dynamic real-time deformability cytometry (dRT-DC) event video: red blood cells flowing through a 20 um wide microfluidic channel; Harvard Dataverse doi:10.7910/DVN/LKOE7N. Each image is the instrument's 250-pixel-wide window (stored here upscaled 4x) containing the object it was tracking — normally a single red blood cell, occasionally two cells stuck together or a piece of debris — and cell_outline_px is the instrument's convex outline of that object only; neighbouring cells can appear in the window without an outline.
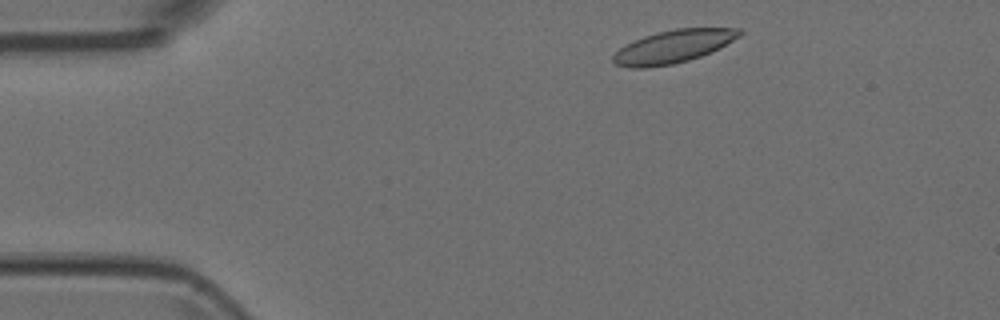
{"species": "Egyptian fruit bat (a non-hibernating species)", "species_latin": "Rousettus aegyptiacus", "temperature_condition": "room temperature", "stored_images_in_passage": 3, "camera_frame_rate_fps": 3000, "um_per_image_px": 0.085, "animal": {"sex": "female"}, "frame": {"image": 1, "passage_image": 1, "time_ms": 0.0, "image_size_px": [1000, 320], "cell_outline_px": [[744, 32], [740, 36], [720, 48], [700, 56], [688, 60], [672, 64], [644, 68], [628, 68], [616, 64], [612, 60], [612, 56], [624, 44], [644, 36], [656, 32], [676, 28], [740, 28]], "centroid_in_image_um": [57.22, 3.95], "position_along_channel_um": 27.8, "area_um2": 24.28}}
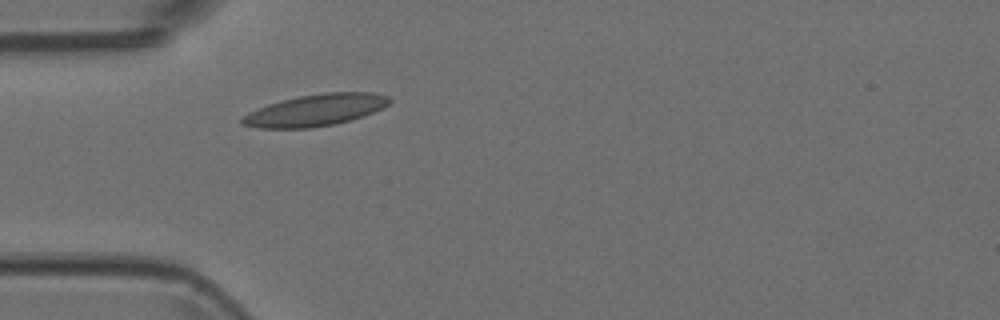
{"frame": {"image": 2, "passage_image": 3, "time_ms": 0.667, "image_size_px": [1000, 320], "cell_outline_px": [[392, 100], [384, 108], [364, 116], [336, 124], [308, 128], [260, 128], [240, 124], [240, 120], [248, 112], [268, 104], [300, 96], [324, 92], [372, 92], [388, 96]], "centroid_in_image_um": [26.85, 9.36], "position_along_channel_um": 58.2, "area_um2": 27.22}}